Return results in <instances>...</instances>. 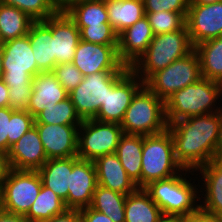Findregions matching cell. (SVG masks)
<instances>
[{
	"label": "cell",
	"instance_id": "cell-1",
	"mask_svg": "<svg viewBox=\"0 0 222 222\" xmlns=\"http://www.w3.org/2000/svg\"><path fill=\"white\" fill-rule=\"evenodd\" d=\"M175 159L183 169L196 171L218 158L222 146V111L177 120L167 126Z\"/></svg>",
	"mask_w": 222,
	"mask_h": 222
},
{
	"label": "cell",
	"instance_id": "cell-2",
	"mask_svg": "<svg viewBox=\"0 0 222 222\" xmlns=\"http://www.w3.org/2000/svg\"><path fill=\"white\" fill-rule=\"evenodd\" d=\"M219 99L220 83L202 77L196 83L176 91L164 102L167 124L222 111V104H217L222 101Z\"/></svg>",
	"mask_w": 222,
	"mask_h": 222
},
{
	"label": "cell",
	"instance_id": "cell-3",
	"mask_svg": "<svg viewBox=\"0 0 222 222\" xmlns=\"http://www.w3.org/2000/svg\"><path fill=\"white\" fill-rule=\"evenodd\" d=\"M194 50L186 24L179 30L154 35L147 50L130 69L145 83L154 73Z\"/></svg>",
	"mask_w": 222,
	"mask_h": 222
},
{
	"label": "cell",
	"instance_id": "cell-4",
	"mask_svg": "<svg viewBox=\"0 0 222 222\" xmlns=\"http://www.w3.org/2000/svg\"><path fill=\"white\" fill-rule=\"evenodd\" d=\"M194 172L183 169L173 177L150 182L144 187V190L158 205L163 214L188 217L200 208V204H198L200 203L198 189L200 185H193L191 179L186 178L187 173L189 176H193Z\"/></svg>",
	"mask_w": 222,
	"mask_h": 222
},
{
	"label": "cell",
	"instance_id": "cell-5",
	"mask_svg": "<svg viewBox=\"0 0 222 222\" xmlns=\"http://www.w3.org/2000/svg\"><path fill=\"white\" fill-rule=\"evenodd\" d=\"M125 134L154 135L167 129L165 104L143 85L132 98L120 123Z\"/></svg>",
	"mask_w": 222,
	"mask_h": 222
},
{
	"label": "cell",
	"instance_id": "cell-6",
	"mask_svg": "<svg viewBox=\"0 0 222 222\" xmlns=\"http://www.w3.org/2000/svg\"><path fill=\"white\" fill-rule=\"evenodd\" d=\"M141 188L150 182L179 174L183 167L175 159L174 142L168 129L143 136Z\"/></svg>",
	"mask_w": 222,
	"mask_h": 222
},
{
	"label": "cell",
	"instance_id": "cell-7",
	"mask_svg": "<svg viewBox=\"0 0 222 222\" xmlns=\"http://www.w3.org/2000/svg\"><path fill=\"white\" fill-rule=\"evenodd\" d=\"M201 76L200 62L195 50L154 73L144 85L164 102L176 91L196 83Z\"/></svg>",
	"mask_w": 222,
	"mask_h": 222
},
{
	"label": "cell",
	"instance_id": "cell-8",
	"mask_svg": "<svg viewBox=\"0 0 222 222\" xmlns=\"http://www.w3.org/2000/svg\"><path fill=\"white\" fill-rule=\"evenodd\" d=\"M123 134L118 123L83 120L78 129L77 156L82 160L95 161L106 154L116 153Z\"/></svg>",
	"mask_w": 222,
	"mask_h": 222
},
{
	"label": "cell",
	"instance_id": "cell-9",
	"mask_svg": "<svg viewBox=\"0 0 222 222\" xmlns=\"http://www.w3.org/2000/svg\"><path fill=\"white\" fill-rule=\"evenodd\" d=\"M3 76L8 87H25L37 75L29 36L15 38L3 43Z\"/></svg>",
	"mask_w": 222,
	"mask_h": 222
},
{
	"label": "cell",
	"instance_id": "cell-10",
	"mask_svg": "<svg viewBox=\"0 0 222 222\" xmlns=\"http://www.w3.org/2000/svg\"><path fill=\"white\" fill-rule=\"evenodd\" d=\"M126 71H104L84 76L68 97L82 120L93 119L107 97L109 89Z\"/></svg>",
	"mask_w": 222,
	"mask_h": 222
},
{
	"label": "cell",
	"instance_id": "cell-11",
	"mask_svg": "<svg viewBox=\"0 0 222 222\" xmlns=\"http://www.w3.org/2000/svg\"><path fill=\"white\" fill-rule=\"evenodd\" d=\"M1 185L4 212L25 216L41 190L42 180L38 171L10 168Z\"/></svg>",
	"mask_w": 222,
	"mask_h": 222
},
{
	"label": "cell",
	"instance_id": "cell-12",
	"mask_svg": "<svg viewBox=\"0 0 222 222\" xmlns=\"http://www.w3.org/2000/svg\"><path fill=\"white\" fill-rule=\"evenodd\" d=\"M144 82L129 68L109 89L107 97L93 118L100 122L120 124L136 92Z\"/></svg>",
	"mask_w": 222,
	"mask_h": 222
},
{
	"label": "cell",
	"instance_id": "cell-13",
	"mask_svg": "<svg viewBox=\"0 0 222 222\" xmlns=\"http://www.w3.org/2000/svg\"><path fill=\"white\" fill-rule=\"evenodd\" d=\"M72 63L83 76L104 71H127L130 68L119 59L117 45H102L83 40L76 47Z\"/></svg>",
	"mask_w": 222,
	"mask_h": 222
},
{
	"label": "cell",
	"instance_id": "cell-14",
	"mask_svg": "<svg viewBox=\"0 0 222 222\" xmlns=\"http://www.w3.org/2000/svg\"><path fill=\"white\" fill-rule=\"evenodd\" d=\"M185 21L193 46L222 36V1L189 4Z\"/></svg>",
	"mask_w": 222,
	"mask_h": 222
},
{
	"label": "cell",
	"instance_id": "cell-15",
	"mask_svg": "<svg viewBox=\"0 0 222 222\" xmlns=\"http://www.w3.org/2000/svg\"><path fill=\"white\" fill-rule=\"evenodd\" d=\"M47 159L77 156L78 129L81 125L34 123Z\"/></svg>",
	"mask_w": 222,
	"mask_h": 222
},
{
	"label": "cell",
	"instance_id": "cell-16",
	"mask_svg": "<svg viewBox=\"0 0 222 222\" xmlns=\"http://www.w3.org/2000/svg\"><path fill=\"white\" fill-rule=\"evenodd\" d=\"M97 186L96 168L93 161L79 159L72 168L68 185V198L64 201L68 209L89 207Z\"/></svg>",
	"mask_w": 222,
	"mask_h": 222
},
{
	"label": "cell",
	"instance_id": "cell-17",
	"mask_svg": "<svg viewBox=\"0 0 222 222\" xmlns=\"http://www.w3.org/2000/svg\"><path fill=\"white\" fill-rule=\"evenodd\" d=\"M7 158L14 170L38 171L44 165L48 159L35 126L10 147Z\"/></svg>",
	"mask_w": 222,
	"mask_h": 222
},
{
	"label": "cell",
	"instance_id": "cell-18",
	"mask_svg": "<svg viewBox=\"0 0 222 222\" xmlns=\"http://www.w3.org/2000/svg\"><path fill=\"white\" fill-rule=\"evenodd\" d=\"M51 32L56 65L73 62L81 40L80 30L65 11H57L51 16Z\"/></svg>",
	"mask_w": 222,
	"mask_h": 222
},
{
	"label": "cell",
	"instance_id": "cell-19",
	"mask_svg": "<svg viewBox=\"0 0 222 222\" xmlns=\"http://www.w3.org/2000/svg\"><path fill=\"white\" fill-rule=\"evenodd\" d=\"M154 34L146 16L118 34L119 59L131 67L147 50Z\"/></svg>",
	"mask_w": 222,
	"mask_h": 222
},
{
	"label": "cell",
	"instance_id": "cell-20",
	"mask_svg": "<svg viewBox=\"0 0 222 222\" xmlns=\"http://www.w3.org/2000/svg\"><path fill=\"white\" fill-rule=\"evenodd\" d=\"M197 171L201 174L198 177L202 176L197 179L198 184H200V180L203 181V183L201 182L203 187L200 186L199 189H205L199 190L201 192L199 196L202 198L199 203L200 209L222 218V161L215 158L195 172Z\"/></svg>",
	"mask_w": 222,
	"mask_h": 222
},
{
	"label": "cell",
	"instance_id": "cell-21",
	"mask_svg": "<svg viewBox=\"0 0 222 222\" xmlns=\"http://www.w3.org/2000/svg\"><path fill=\"white\" fill-rule=\"evenodd\" d=\"M93 162L98 185L124 195L138 189L136 183L126 173L116 153L106 154Z\"/></svg>",
	"mask_w": 222,
	"mask_h": 222
},
{
	"label": "cell",
	"instance_id": "cell-22",
	"mask_svg": "<svg viewBox=\"0 0 222 222\" xmlns=\"http://www.w3.org/2000/svg\"><path fill=\"white\" fill-rule=\"evenodd\" d=\"M33 90L27 111L35 118L45 108L68 98V92L53 72H41L33 77Z\"/></svg>",
	"mask_w": 222,
	"mask_h": 222
},
{
	"label": "cell",
	"instance_id": "cell-23",
	"mask_svg": "<svg viewBox=\"0 0 222 222\" xmlns=\"http://www.w3.org/2000/svg\"><path fill=\"white\" fill-rule=\"evenodd\" d=\"M27 35L29 36L33 55L37 62V74L53 72L56 63L54 38L51 32V17L44 21H34Z\"/></svg>",
	"mask_w": 222,
	"mask_h": 222
},
{
	"label": "cell",
	"instance_id": "cell-24",
	"mask_svg": "<svg viewBox=\"0 0 222 222\" xmlns=\"http://www.w3.org/2000/svg\"><path fill=\"white\" fill-rule=\"evenodd\" d=\"M79 159L78 156L48 159L38 170L42 184L61 197L63 201L68 198L70 173Z\"/></svg>",
	"mask_w": 222,
	"mask_h": 222
},
{
	"label": "cell",
	"instance_id": "cell-25",
	"mask_svg": "<svg viewBox=\"0 0 222 222\" xmlns=\"http://www.w3.org/2000/svg\"><path fill=\"white\" fill-rule=\"evenodd\" d=\"M143 136L123 134L117 146L116 154L128 176L141 188Z\"/></svg>",
	"mask_w": 222,
	"mask_h": 222
},
{
	"label": "cell",
	"instance_id": "cell-26",
	"mask_svg": "<svg viewBox=\"0 0 222 222\" xmlns=\"http://www.w3.org/2000/svg\"><path fill=\"white\" fill-rule=\"evenodd\" d=\"M109 23L117 34L145 16L143 0H105Z\"/></svg>",
	"mask_w": 222,
	"mask_h": 222
},
{
	"label": "cell",
	"instance_id": "cell-27",
	"mask_svg": "<svg viewBox=\"0 0 222 222\" xmlns=\"http://www.w3.org/2000/svg\"><path fill=\"white\" fill-rule=\"evenodd\" d=\"M161 215V209L144 188L126 196L125 222H157Z\"/></svg>",
	"mask_w": 222,
	"mask_h": 222
},
{
	"label": "cell",
	"instance_id": "cell-28",
	"mask_svg": "<svg viewBox=\"0 0 222 222\" xmlns=\"http://www.w3.org/2000/svg\"><path fill=\"white\" fill-rule=\"evenodd\" d=\"M200 62L203 78L220 82L222 80V36L209 39L194 46Z\"/></svg>",
	"mask_w": 222,
	"mask_h": 222
},
{
	"label": "cell",
	"instance_id": "cell-29",
	"mask_svg": "<svg viewBox=\"0 0 222 222\" xmlns=\"http://www.w3.org/2000/svg\"><path fill=\"white\" fill-rule=\"evenodd\" d=\"M65 12L77 27L109 23L105 0H81L70 5Z\"/></svg>",
	"mask_w": 222,
	"mask_h": 222
},
{
	"label": "cell",
	"instance_id": "cell-30",
	"mask_svg": "<svg viewBox=\"0 0 222 222\" xmlns=\"http://www.w3.org/2000/svg\"><path fill=\"white\" fill-rule=\"evenodd\" d=\"M33 22L17 7L0 3V34L3 42L26 36Z\"/></svg>",
	"mask_w": 222,
	"mask_h": 222
},
{
	"label": "cell",
	"instance_id": "cell-31",
	"mask_svg": "<svg viewBox=\"0 0 222 222\" xmlns=\"http://www.w3.org/2000/svg\"><path fill=\"white\" fill-rule=\"evenodd\" d=\"M67 209L62 198L42 184L38 196L25 217L30 222H44L64 213Z\"/></svg>",
	"mask_w": 222,
	"mask_h": 222
},
{
	"label": "cell",
	"instance_id": "cell-32",
	"mask_svg": "<svg viewBox=\"0 0 222 222\" xmlns=\"http://www.w3.org/2000/svg\"><path fill=\"white\" fill-rule=\"evenodd\" d=\"M126 196L97 184L90 207L106 214L113 222H125Z\"/></svg>",
	"mask_w": 222,
	"mask_h": 222
},
{
	"label": "cell",
	"instance_id": "cell-33",
	"mask_svg": "<svg viewBox=\"0 0 222 222\" xmlns=\"http://www.w3.org/2000/svg\"><path fill=\"white\" fill-rule=\"evenodd\" d=\"M34 119V123L53 125H81L83 121L76 113L75 107L69 97L55 105L45 108Z\"/></svg>",
	"mask_w": 222,
	"mask_h": 222
},
{
	"label": "cell",
	"instance_id": "cell-34",
	"mask_svg": "<svg viewBox=\"0 0 222 222\" xmlns=\"http://www.w3.org/2000/svg\"><path fill=\"white\" fill-rule=\"evenodd\" d=\"M186 15L187 13L171 11L145 13L154 35H160L181 29L186 24Z\"/></svg>",
	"mask_w": 222,
	"mask_h": 222
},
{
	"label": "cell",
	"instance_id": "cell-35",
	"mask_svg": "<svg viewBox=\"0 0 222 222\" xmlns=\"http://www.w3.org/2000/svg\"><path fill=\"white\" fill-rule=\"evenodd\" d=\"M1 3L17 7L34 21H44L58 11L51 0H1Z\"/></svg>",
	"mask_w": 222,
	"mask_h": 222
},
{
	"label": "cell",
	"instance_id": "cell-36",
	"mask_svg": "<svg viewBox=\"0 0 222 222\" xmlns=\"http://www.w3.org/2000/svg\"><path fill=\"white\" fill-rule=\"evenodd\" d=\"M77 28L80 30V37L83 41L102 45H118V34L110 23Z\"/></svg>",
	"mask_w": 222,
	"mask_h": 222
},
{
	"label": "cell",
	"instance_id": "cell-37",
	"mask_svg": "<svg viewBox=\"0 0 222 222\" xmlns=\"http://www.w3.org/2000/svg\"><path fill=\"white\" fill-rule=\"evenodd\" d=\"M35 119L24 110H13L10 119V136H8V151L32 126Z\"/></svg>",
	"mask_w": 222,
	"mask_h": 222
},
{
	"label": "cell",
	"instance_id": "cell-38",
	"mask_svg": "<svg viewBox=\"0 0 222 222\" xmlns=\"http://www.w3.org/2000/svg\"><path fill=\"white\" fill-rule=\"evenodd\" d=\"M53 73L68 93L74 90L84 77L72 62L55 65Z\"/></svg>",
	"mask_w": 222,
	"mask_h": 222
},
{
	"label": "cell",
	"instance_id": "cell-39",
	"mask_svg": "<svg viewBox=\"0 0 222 222\" xmlns=\"http://www.w3.org/2000/svg\"><path fill=\"white\" fill-rule=\"evenodd\" d=\"M145 13L171 11L187 13L189 0H143Z\"/></svg>",
	"mask_w": 222,
	"mask_h": 222
},
{
	"label": "cell",
	"instance_id": "cell-40",
	"mask_svg": "<svg viewBox=\"0 0 222 222\" xmlns=\"http://www.w3.org/2000/svg\"><path fill=\"white\" fill-rule=\"evenodd\" d=\"M9 88V107L13 110L27 111L30 97L33 90V82L31 81L25 87H8Z\"/></svg>",
	"mask_w": 222,
	"mask_h": 222
},
{
	"label": "cell",
	"instance_id": "cell-41",
	"mask_svg": "<svg viewBox=\"0 0 222 222\" xmlns=\"http://www.w3.org/2000/svg\"><path fill=\"white\" fill-rule=\"evenodd\" d=\"M13 109L0 108V152L8 153V136H10V119Z\"/></svg>",
	"mask_w": 222,
	"mask_h": 222
},
{
	"label": "cell",
	"instance_id": "cell-42",
	"mask_svg": "<svg viewBox=\"0 0 222 222\" xmlns=\"http://www.w3.org/2000/svg\"><path fill=\"white\" fill-rule=\"evenodd\" d=\"M81 222H113L106 214L92 209L90 206L80 209Z\"/></svg>",
	"mask_w": 222,
	"mask_h": 222
},
{
	"label": "cell",
	"instance_id": "cell-43",
	"mask_svg": "<svg viewBox=\"0 0 222 222\" xmlns=\"http://www.w3.org/2000/svg\"><path fill=\"white\" fill-rule=\"evenodd\" d=\"M44 222H81L80 210L67 209L64 213Z\"/></svg>",
	"mask_w": 222,
	"mask_h": 222
},
{
	"label": "cell",
	"instance_id": "cell-44",
	"mask_svg": "<svg viewBox=\"0 0 222 222\" xmlns=\"http://www.w3.org/2000/svg\"><path fill=\"white\" fill-rule=\"evenodd\" d=\"M187 222H222V218L199 208L194 214L187 217Z\"/></svg>",
	"mask_w": 222,
	"mask_h": 222
},
{
	"label": "cell",
	"instance_id": "cell-45",
	"mask_svg": "<svg viewBox=\"0 0 222 222\" xmlns=\"http://www.w3.org/2000/svg\"><path fill=\"white\" fill-rule=\"evenodd\" d=\"M9 107V88L4 83L3 79H0V108Z\"/></svg>",
	"mask_w": 222,
	"mask_h": 222
},
{
	"label": "cell",
	"instance_id": "cell-46",
	"mask_svg": "<svg viewBox=\"0 0 222 222\" xmlns=\"http://www.w3.org/2000/svg\"><path fill=\"white\" fill-rule=\"evenodd\" d=\"M0 222H30L24 215L0 213Z\"/></svg>",
	"mask_w": 222,
	"mask_h": 222
},
{
	"label": "cell",
	"instance_id": "cell-47",
	"mask_svg": "<svg viewBox=\"0 0 222 222\" xmlns=\"http://www.w3.org/2000/svg\"><path fill=\"white\" fill-rule=\"evenodd\" d=\"M10 167L8 164L7 154L0 152V184H2L5 179Z\"/></svg>",
	"mask_w": 222,
	"mask_h": 222
},
{
	"label": "cell",
	"instance_id": "cell-48",
	"mask_svg": "<svg viewBox=\"0 0 222 222\" xmlns=\"http://www.w3.org/2000/svg\"><path fill=\"white\" fill-rule=\"evenodd\" d=\"M157 222H187V217L162 213Z\"/></svg>",
	"mask_w": 222,
	"mask_h": 222
},
{
	"label": "cell",
	"instance_id": "cell-49",
	"mask_svg": "<svg viewBox=\"0 0 222 222\" xmlns=\"http://www.w3.org/2000/svg\"><path fill=\"white\" fill-rule=\"evenodd\" d=\"M58 11H65L70 5L81 0H51Z\"/></svg>",
	"mask_w": 222,
	"mask_h": 222
},
{
	"label": "cell",
	"instance_id": "cell-50",
	"mask_svg": "<svg viewBox=\"0 0 222 222\" xmlns=\"http://www.w3.org/2000/svg\"><path fill=\"white\" fill-rule=\"evenodd\" d=\"M219 1H222V0H189V4H203V5H206V4H212V3H215V2H219Z\"/></svg>",
	"mask_w": 222,
	"mask_h": 222
},
{
	"label": "cell",
	"instance_id": "cell-51",
	"mask_svg": "<svg viewBox=\"0 0 222 222\" xmlns=\"http://www.w3.org/2000/svg\"><path fill=\"white\" fill-rule=\"evenodd\" d=\"M2 59H3V45H0V79L3 76Z\"/></svg>",
	"mask_w": 222,
	"mask_h": 222
},
{
	"label": "cell",
	"instance_id": "cell-52",
	"mask_svg": "<svg viewBox=\"0 0 222 222\" xmlns=\"http://www.w3.org/2000/svg\"><path fill=\"white\" fill-rule=\"evenodd\" d=\"M4 212V206H3V188L0 184V213Z\"/></svg>",
	"mask_w": 222,
	"mask_h": 222
},
{
	"label": "cell",
	"instance_id": "cell-53",
	"mask_svg": "<svg viewBox=\"0 0 222 222\" xmlns=\"http://www.w3.org/2000/svg\"><path fill=\"white\" fill-rule=\"evenodd\" d=\"M218 159L222 161V146H221V149H220V152H219V155H218Z\"/></svg>",
	"mask_w": 222,
	"mask_h": 222
},
{
	"label": "cell",
	"instance_id": "cell-54",
	"mask_svg": "<svg viewBox=\"0 0 222 222\" xmlns=\"http://www.w3.org/2000/svg\"><path fill=\"white\" fill-rule=\"evenodd\" d=\"M3 39H2V36H1V34H0V45H3Z\"/></svg>",
	"mask_w": 222,
	"mask_h": 222
},
{
	"label": "cell",
	"instance_id": "cell-55",
	"mask_svg": "<svg viewBox=\"0 0 222 222\" xmlns=\"http://www.w3.org/2000/svg\"><path fill=\"white\" fill-rule=\"evenodd\" d=\"M219 83H220V90H221V97H222V80Z\"/></svg>",
	"mask_w": 222,
	"mask_h": 222
}]
</instances>
